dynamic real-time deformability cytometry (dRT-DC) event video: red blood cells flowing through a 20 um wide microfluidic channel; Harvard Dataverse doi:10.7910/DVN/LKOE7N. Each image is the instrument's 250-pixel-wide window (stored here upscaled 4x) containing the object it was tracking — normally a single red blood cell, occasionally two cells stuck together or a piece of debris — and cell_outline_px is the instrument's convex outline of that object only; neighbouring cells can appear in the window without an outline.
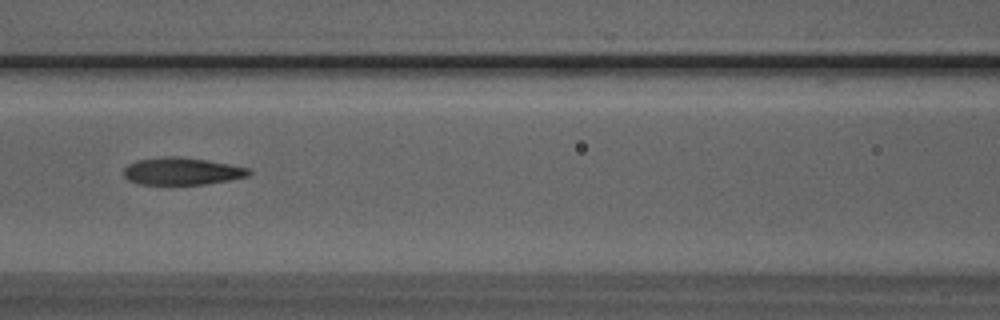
{"species": "Egyptian fruit bat (a non-hibernating species)", "species_latin": "Rousettus aegyptiacus", "temperature_condition": "room temperature", "stored_images_in_passage": 5, "camera_frame_rate_fps": 3000, "um_per_image_px": 0.085, "animal": {"sex": "male"}, "frame": {"image": 1, "passage_image": 5, "time_ms": 1.333, "image_size_px": [1000, 320], "cell_outline_px": [[252, 172], [248, 176], [228, 180], [204, 184], [136, 184], [128, 180], [124, 176], [124, 168], [128, 164], [136, 160], [164, 156], [176, 156], [208, 160], [248, 168]], "centroid_in_image_um": [15.42, 14.55], "position_along_channel_um": 151.2, "area_um2": 19.88}}